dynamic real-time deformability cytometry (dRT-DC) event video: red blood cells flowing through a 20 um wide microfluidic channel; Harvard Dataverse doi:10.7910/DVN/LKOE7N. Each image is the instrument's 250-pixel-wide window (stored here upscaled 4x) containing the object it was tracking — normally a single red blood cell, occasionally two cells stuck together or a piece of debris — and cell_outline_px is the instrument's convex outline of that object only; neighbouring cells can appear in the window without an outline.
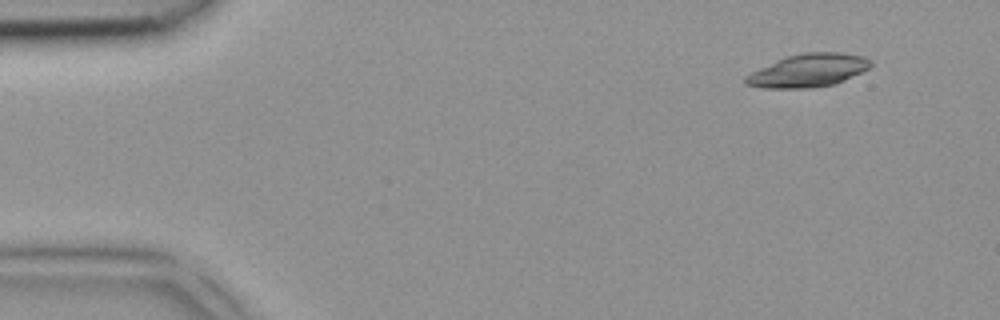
{"species": "common noctule bat (a hibernating species)", "species_latin": "Nyctalus noctula", "temperature_condition": "room temperature", "stored_images_in_passage": 4, "camera_frame_rate_fps": 3000, "um_per_image_px": 0.085, "animal": {"sex": "female", "body_mass_g": 18.4}, "frame": {"image": 1, "passage_image": 1, "time_ms": 0.0, "image_size_px": [1000, 320], "cell_outline_px": [[872, 64], [868, 68], [836, 84], [808, 88], [764, 88], [744, 84], [744, 76], [760, 68], [788, 56], [804, 52], [840, 52], [864, 56], [872, 60]], "centroid_in_image_um": [68.71, 5.99], "position_along_channel_um": 16.3, "area_um2": 23.93}}
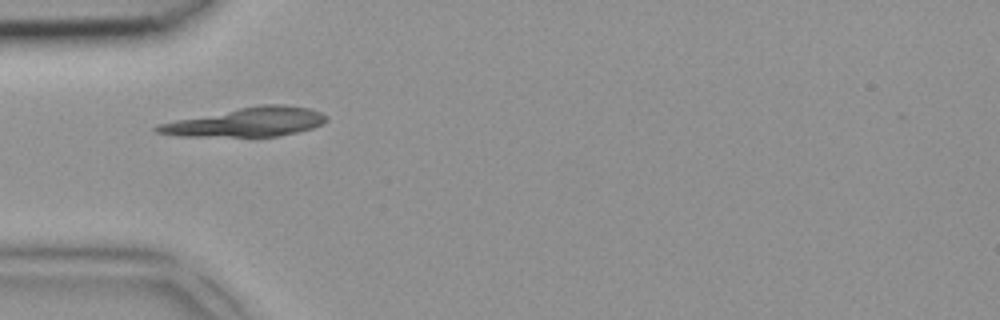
{"frame": {"image": 2, "passage_image": 4, "time_ms": 1.0, "image_size_px": [1000, 320], "cell_outline_px": [[328, 120], [312, 128], [296, 132], [276, 136], [176, 136], [156, 132], [152, 128], [156, 124], [176, 120], [260, 104], [284, 104], [308, 108], [320, 112], [328, 116]], "centroid_in_image_um": [20.94, 10.37], "position_along_channel_um": 64.1, "area_um2": 28.32}}